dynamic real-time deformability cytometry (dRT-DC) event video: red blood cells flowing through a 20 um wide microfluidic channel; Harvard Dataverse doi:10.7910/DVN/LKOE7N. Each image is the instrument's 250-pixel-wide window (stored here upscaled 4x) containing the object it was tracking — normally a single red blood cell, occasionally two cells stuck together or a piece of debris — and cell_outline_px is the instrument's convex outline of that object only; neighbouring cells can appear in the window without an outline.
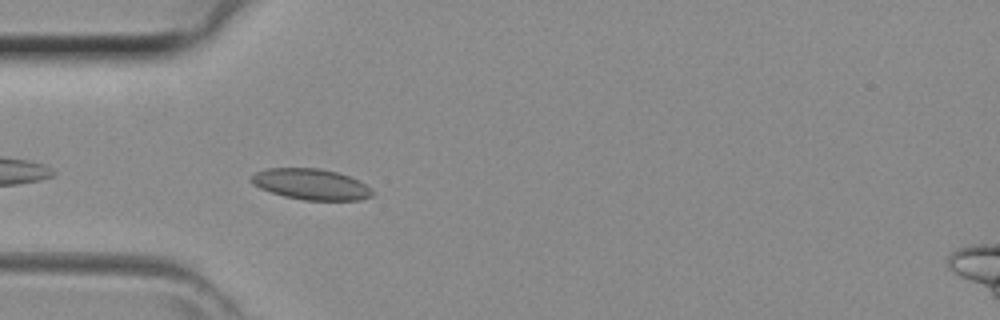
{"species": "common noctule bat (a hibernating species)", "species_latin": "Nyctalus noctula", "temperature_condition": "room temperature", "stored_images_in_passage": 31, "camera_frame_rate_fps": 3000, "um_per_image_px": 0.085, "animal": {"sex": "female", "body_mass_g": 29.2, "forearm_length_mm": 56.3}, "frame": {"image": 1, "passage_image": 2, "time_ms": 0.333, "image_size_px": [1000, 320], "cell_outline_px": [[372, 196], [360, 200], [304, 200], [284, 196], [260, 188], [252, 184], [252, 176], [256, 172], [268, 168], [320, 168], [336, 172], [348, 176], [364, 184], [372, 192]], "centroid_in_image_um": [26.41, 15.66], "position_along_channel_um": 58.6, "area_um2": 21.44}}
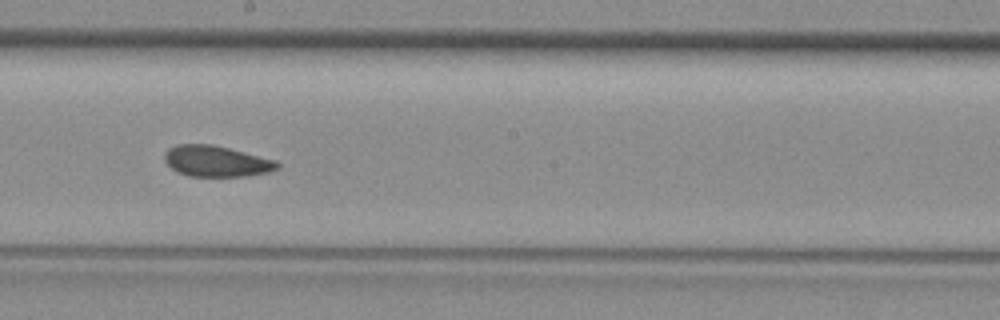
{"frame": {"image": 2, "passage_image": 13, "time_ms": 4.0, "image_size_px": [1000, 320], "cell_outline_px": [[280, 168], [268, 172], [244, 176], [188, 176], [172, 168], [164, 160], [164, 152], [168, 148], [176, 144], [212, 144], [276, 160], [280, 164]], "centroid_in_image_um": [18.38, 13.69], "position_along_channel_um": 229.8, "area_um2": 20.29}}
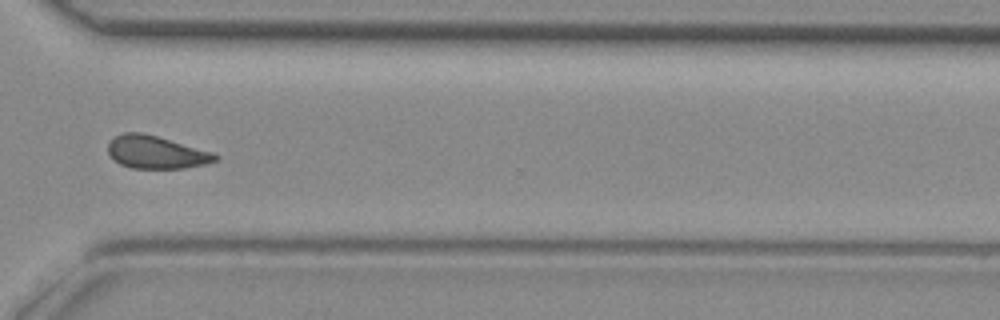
{"frame": {"image": 3, "passage_image": 21, "time_ms": 6.667, "image_size_px": [1000, 320], "cell_outline_px": [[220, 156], [216, 160], [204, 164], [184, 168], [132, 168], [120, 164], [108, 152], [108, 140], [112, 136], [124, 132], [140, 132], [156, 136], [212, 152]], "centroid_in_image_um": [13.22, 12.93], "position_along_channel_um": 357.4, "area_um2": 20.29}}